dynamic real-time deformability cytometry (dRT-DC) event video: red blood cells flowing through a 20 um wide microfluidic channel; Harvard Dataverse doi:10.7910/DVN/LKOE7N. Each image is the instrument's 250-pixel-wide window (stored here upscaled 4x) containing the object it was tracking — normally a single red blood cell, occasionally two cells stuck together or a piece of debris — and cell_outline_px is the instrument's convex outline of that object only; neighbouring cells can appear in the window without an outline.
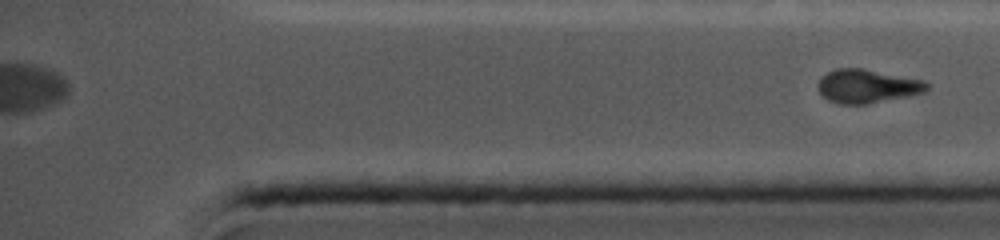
{"species": "common noctule bat (a hibernating species)", "species_latin": "Nyctalus noctula", "temperature_condition": "cold", "stored_images_in_passage": 48, "segment_of_instrument_passage": [2, 2], "camera_frame_rate_fps": 5000, "um_per_image_px": 0.085, "animal": {"sex": "female", "body_mass_g": 19.0, "forearm_length_mm": 56.7}, "frame": {"image": 1, "passage_image": 48, "time_ms": 17.2, "image_size_px": [1000, 240], "cell_outline_px": [[932, 84], [924, 92], [864, 104], [840, 104], [828, 100], [820, 92], [816, 84], [828, 72], [836, 68], [864, 68], [924, 80]], "centroid_in_image_um": [73.72, 7.3], "position_along_channel_um": 361.5, "area_um2": 21.15}}